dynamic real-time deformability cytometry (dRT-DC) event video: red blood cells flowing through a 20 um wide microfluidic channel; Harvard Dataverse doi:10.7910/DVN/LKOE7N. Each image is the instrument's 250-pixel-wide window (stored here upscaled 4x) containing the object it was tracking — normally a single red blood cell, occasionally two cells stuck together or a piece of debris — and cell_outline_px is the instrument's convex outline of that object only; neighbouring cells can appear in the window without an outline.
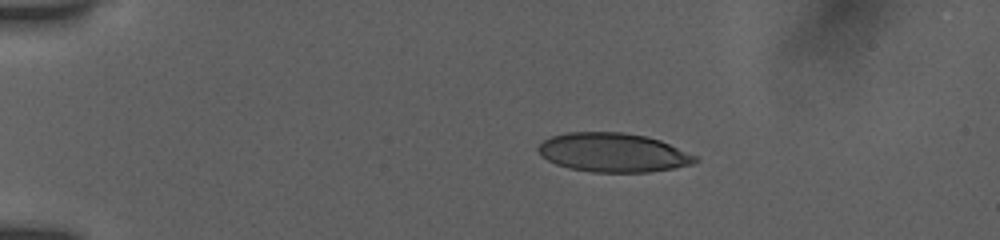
{"species": "human", "species_latin": "Homo sapiens", "temperature_condition": "room temperature", "stored_images_in_passage": 45, "camera_frame_rate_fps": 3000, "um_per_image_px": 0.085, "donor": {"sex": "female"}, "frame": {"image": 1, "passage_image": 1, "time_ms": 0.0, "image_size_px": [1000, 240], "cell_outline_px": [[700, 160], [692, 164], [672, 168], [648, 172], [592, 172], [568, 168], [556, 164], [540, 156], [536, 148], [544, 140], [552, 136], [564, 132], [624, 132], [644, 136], [660, 140], [696, 156]], "centroid_in_image_um": [52.07, 12.96], "position_along_channel_um": 32.9, "area_um2": 35.66}}
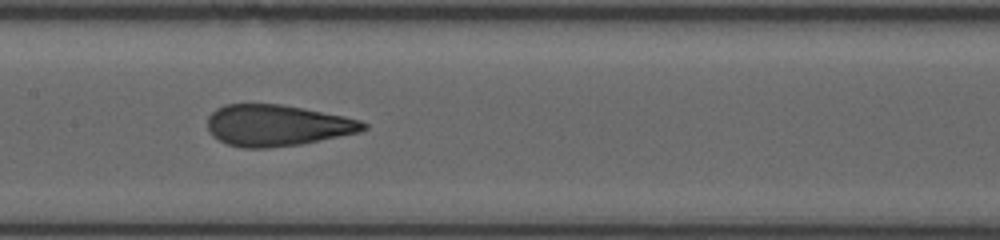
{"frame": {"image": 2, "passage_image": 18, "time_ms": 5.667, "image_size_px": [1000, 240], "cell_outline_px": [[368, 128], [360, 132], [300, 144], [268, 148], [244, 148], [228, 144], [212, 136], [208, 128], [208, 116], [216, 108], [224, 104], [280, 104], [344, 116], [360, 120], [368, 124]], "centroid_in_image_um": [23.55, 10.66], "position_along_channel_um": 183.9, "area_um2": 37.4}}
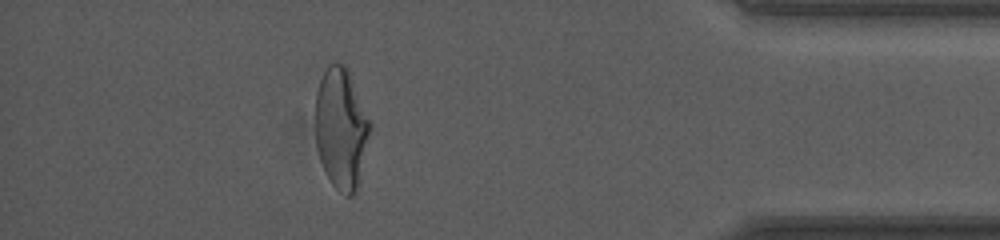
{"frame": {"image": 3, "passage_image": 38, "time_ms": 12.333, "image_size_px": [1000, 240], "cell_outline_px": [[372, 124], [356, 192], [352, 196], [344, 196], [332, 184], [320, 160], [316, 148], [316, 92], [320, 80], [328, 64], [344, 64], [348, 68]], "centroid_in_image_um": [29.01, 10.91], "position_along_channel_um": 406.2, "area_um2": 38.44}, "authors_computed_cell_mechanics": {"area_um2": 38.2636, "velocity_mm_per_s": 3.8876, "shape_relaxation_time_tau1_ms": 6.2589, "shape_relaxation_time_tau2_ms": 0.8709, "deformation_change_tau1": 0.2005, "deformation_change_tau2": 0.0768}}